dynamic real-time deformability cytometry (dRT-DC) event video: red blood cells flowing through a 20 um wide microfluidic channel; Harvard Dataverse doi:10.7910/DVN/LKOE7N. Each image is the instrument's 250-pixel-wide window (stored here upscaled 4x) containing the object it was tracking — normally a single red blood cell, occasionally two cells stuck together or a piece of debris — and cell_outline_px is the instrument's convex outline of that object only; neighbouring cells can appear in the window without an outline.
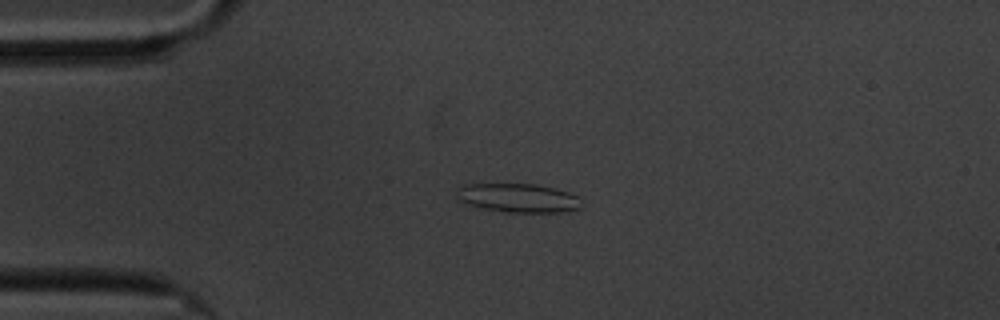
{"species": "common noctule bat (a hibernating species)", "species_latin": "Nyctalus noctula", "temperature_condition": "cold", "stored_images_in_passage": 46, "camera_frame_rate_fps": 3000, "um_per_image_px": 0.085, "animal": {"sex": "male", "body_mass_g": 20.1, "forearm_length_mm": 53.5}, "frame": {"image": 1, "passage_image": 1, "time_ms": 0.0, "image_size_px": [1000, 320], "cell_outline_px": [[580, 208], [564, 212], [504, 212], [484, 208], [468, 204], [456, 200], [456, 188], [460, 184], [536, 184], [568, 192], [580, 196]], "centroid_in_image_um": [44.0, 16.82], "position_along_channel_um": 41.0, "area_um2": 21.15}}
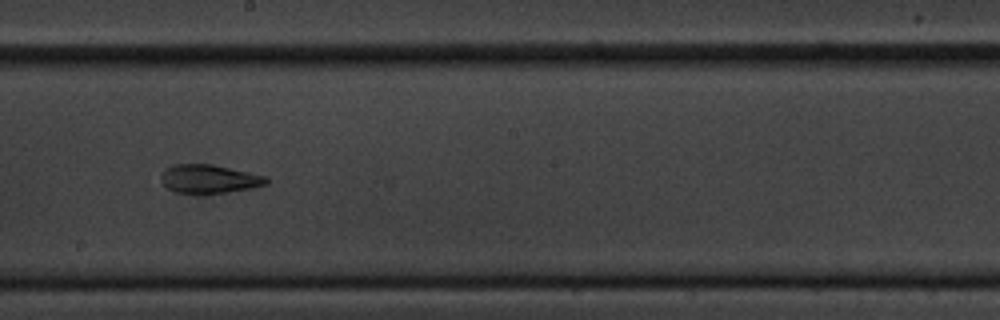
{"frame": {"image": 2, "passage_image": 20, "time_ms": 6.333, "image_size_px": [1000, 320], "cell_outline_px": [[268, 184], [252, 188], [228, 192], [176, 192], [168, 188], [160, 180], [160, 176], [164, 168], [172, 164], [212, 164], [268, 176]], "centroid_in_image_um": [17.79, 15.18], "position_along_channel_um": 230.4, "area_um2": 17.46}}
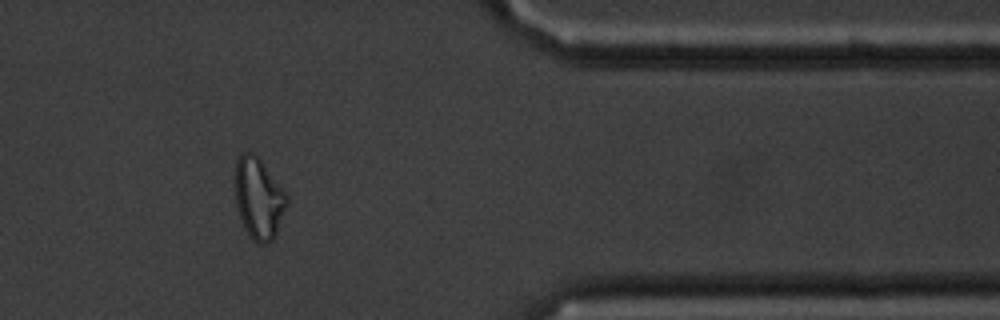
{"frame": {"image": 3, "passage_image": 36, "time_ms": 11.667, "image_size_px": [1000, 320], "cell_outline_px": [[288, 204], [276, 232], [272, 240], [268, 244], [260, 244], [252, 240], [248, 236], [240, 216], [236, 204], [232, 184], [236, 160], [240, 152], [252, 152], [260, 160], [284, 188], [288, 196]], "centroid_in_image_um": [21.95, 16.83], "position_along_channel_um": 389.4, "area_um2": 25.03}, "authors_computed_cell_mechanics": {"area_um2": 18.3804, "velocity_mm_per_s": 3.3631, "shape_relaxation_time_tau1_ms": null, "shape_relaxation_time_tau2_ms": 3.348, "deformation_change_tau1": null, "deformation_change_tau2": 0.1221}}